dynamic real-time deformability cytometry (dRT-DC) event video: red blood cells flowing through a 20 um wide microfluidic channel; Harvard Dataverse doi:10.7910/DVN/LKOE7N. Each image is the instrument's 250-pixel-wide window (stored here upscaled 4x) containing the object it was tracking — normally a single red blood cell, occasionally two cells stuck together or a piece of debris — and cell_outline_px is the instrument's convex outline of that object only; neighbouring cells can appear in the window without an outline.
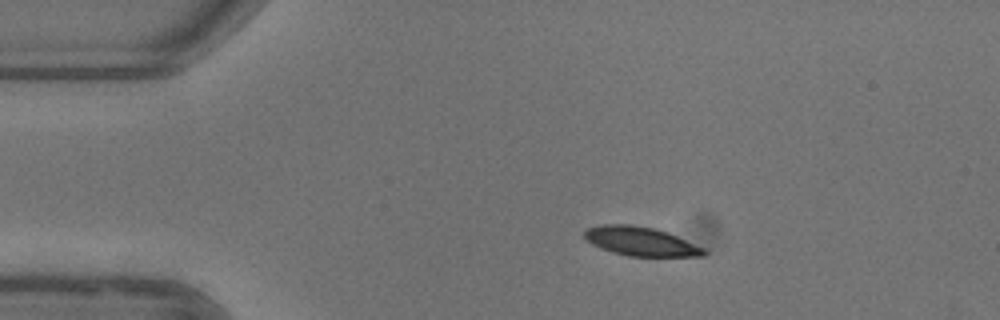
{"species": "common noctule bat (a hibernating species)", "species_latin": "Nyctalus noctula", "temperature_condition": "warm", "stored_images_in_passage": 2, "camera_frame_rate_fps": 3000, "um_per_image_px": 0.085, "animal": {"sex": "female"}, "frame": {"image": 1, "passage_image": 1, "time_ms": 0.0, "image_size_px": [1000, 320], "cell_outline_px": [[708, 252], [704, 256], [628, 256], [612, 252], [600, 248], [592, 244], [584, 236], [584, 232], [588, 228], [604, 224], [628, 224], [652, 228], [668, 232], [704, 248]], "centroid_in_image_um": [54.47, 20.52], "position_along_channel_um": 30.5, "area_um2": 20.0}}